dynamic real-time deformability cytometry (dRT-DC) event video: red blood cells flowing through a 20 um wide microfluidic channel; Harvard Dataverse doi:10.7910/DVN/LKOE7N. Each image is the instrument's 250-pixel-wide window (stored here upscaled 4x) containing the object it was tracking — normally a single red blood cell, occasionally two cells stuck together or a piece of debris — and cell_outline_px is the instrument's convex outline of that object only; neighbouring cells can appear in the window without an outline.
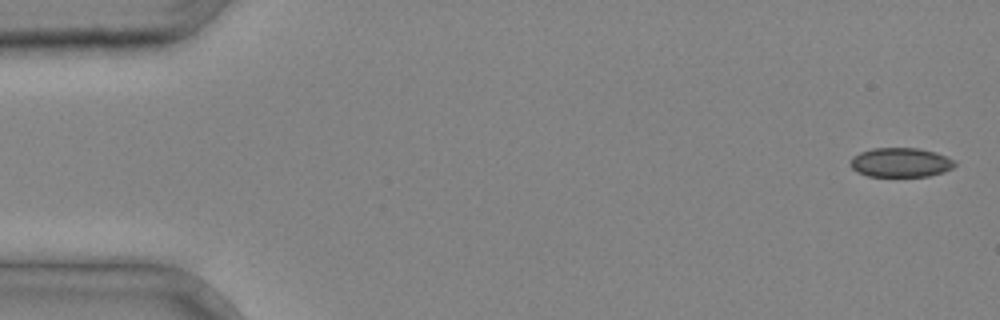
{"species": "common noctule bat (a hibernating species)", "species_latin": "Nyctalus noctula", "temperature_condition": "cold", "stored_images_in_passage": 5, "camera_frame_rate_fps": 3000, "um_per_image_px": 0.085, "animal": {"sex": "male", "body_mass_g": 20.4}, "frame": {"image": 1, "passage_image": 1, "time_ms": 0.0, "image_size_px": [1000, 320], "cell_outline_px": [[956, 164], [952, 168], [944, 172], [928, 176], [868, 176], [856, 172], [848, 164], [852, 156], [860, 152], [872, 148], [920, 148], [936, 152], [952, 160]], "centroid_in_image_um": [76.5, 13.81], "position_along_channel_um": 8.5, "area_um2": 17.92}}
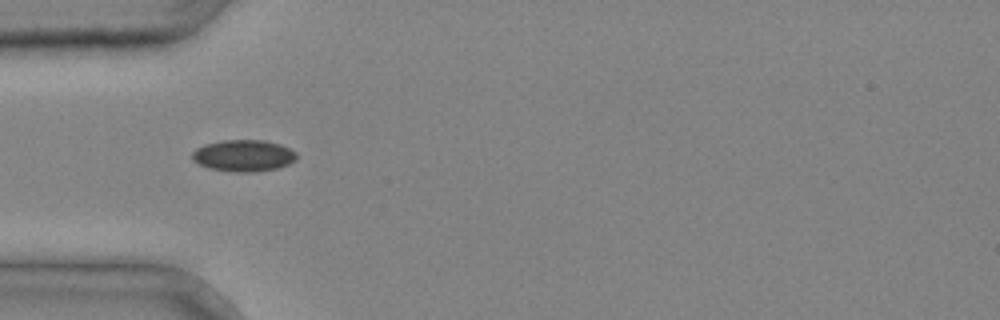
{"frame": {"image": 2, "passage_image": 4, "time_ms": 1.0, "image_size_px": [1000, 320], "cell_outline_px": [[296, 160], [288, 164], [276, 168], [256, 172], [236, 172], [208, 168], [192, 160], [192, 152], [196, 148], [204, 144], [224, 140], [264, 140], [280, 144], [296, 152]], "centroid_in_image_um": [20.69, 13.22], "position_along_channel_um": 64.3, "area_um2": 19.25}}